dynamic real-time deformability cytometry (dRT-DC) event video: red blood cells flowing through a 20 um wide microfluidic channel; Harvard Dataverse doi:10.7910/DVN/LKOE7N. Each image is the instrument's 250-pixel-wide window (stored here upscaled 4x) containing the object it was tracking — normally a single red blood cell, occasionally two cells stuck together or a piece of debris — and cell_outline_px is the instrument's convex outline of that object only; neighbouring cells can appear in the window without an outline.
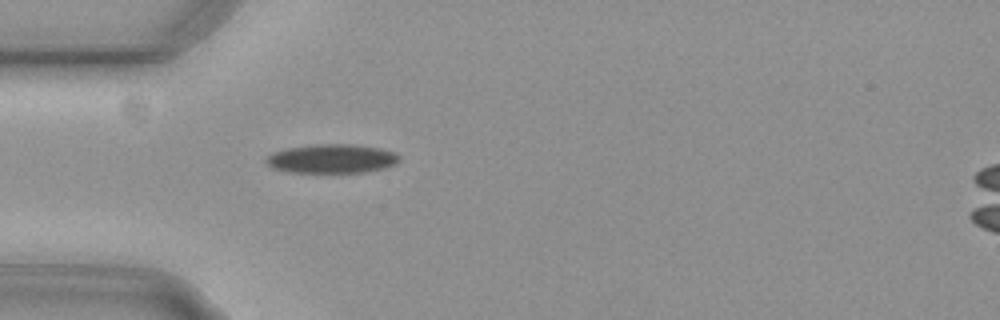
{"species": "common noctule bat (a hibernating species)", "species_latin": "Nyctalus noctula", "temperature_condition": "cold", "stored_images_in_passage": 40, "camera_frame_rate_fps": 3000, "um_per_image_px": 0.085, "animal": {"sex": "female", "body_mass_g": 29.2, "forearm_length_mm": 56.3}, "frame": {"image": 1, "passage_image": 1, "time_ms": 0.0, "image_size_px": [1000, 320], "cell_outline_px": [[400, 160], [396, 164], [384, 168], [364, 172], [284, 172], [272, 168], [264, 160], [268, 156], [276, 152], [288, 148], [316, 144], [352, 144], [380, 148], [396, 152], [400, 156]], "centroid_in_image_um": [28.24, 13.49], "position_along_channel_um": 56.8, "area_um2": 22.48}}
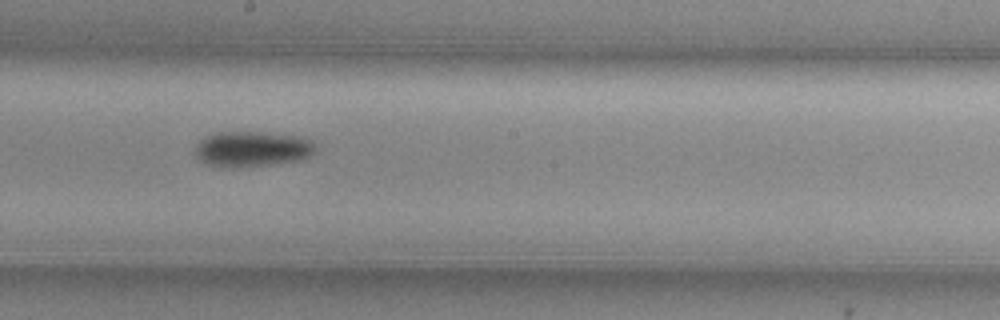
{"frame": {"image": 2, "passage_image": 15, "time_ms": 4.667, "image_size_px": [1000, 320], "cell_outline_px": [[316, 152], [304, 160], [272, 164], [236, 168], [228, 168], [208, 164], [200, 160], [196, 156], [196, 144], [200, 140], [216, 132], [260, 132], [304, 136], [312, 140], [316, 144]], "centroid_in_image_um": [21.51, 12.67], "position_along_channel_um": 226.7, "area_um2": 25.32}}
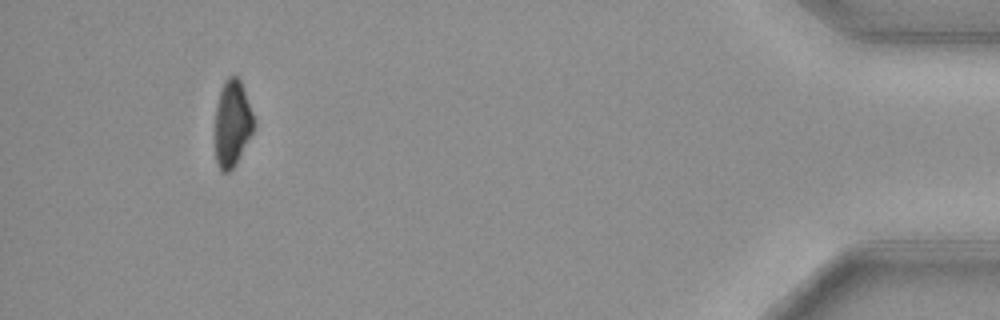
{"frame": {"image": 3, "passage_image": 36, "time_ms": 11.667, "image_size_px": [1000, 320], "cell_outline_px": [[252, 132], [236, 164], [228, 172], [220, 172], [216, 160], [216, 108], [220, 92], [224, 80], [228, 76], [236, 76], [240, 80], [252, 112]], "centroid_in_image_um": [19.72, 10.5], "position_along_channel_um": 415.5, "area_um2": 18.96}, "authors_computed_cell_mechanics": {"area_um2": 22.6865, "velocity_mm_per_s": 3.74, "shape_relaxation_time_tau1_ms": 3.5232, "shape_relaxation_time_tau2_ms": null, "deformation_change_tau1": 0.1089, "deformation_change_tau2": null}}